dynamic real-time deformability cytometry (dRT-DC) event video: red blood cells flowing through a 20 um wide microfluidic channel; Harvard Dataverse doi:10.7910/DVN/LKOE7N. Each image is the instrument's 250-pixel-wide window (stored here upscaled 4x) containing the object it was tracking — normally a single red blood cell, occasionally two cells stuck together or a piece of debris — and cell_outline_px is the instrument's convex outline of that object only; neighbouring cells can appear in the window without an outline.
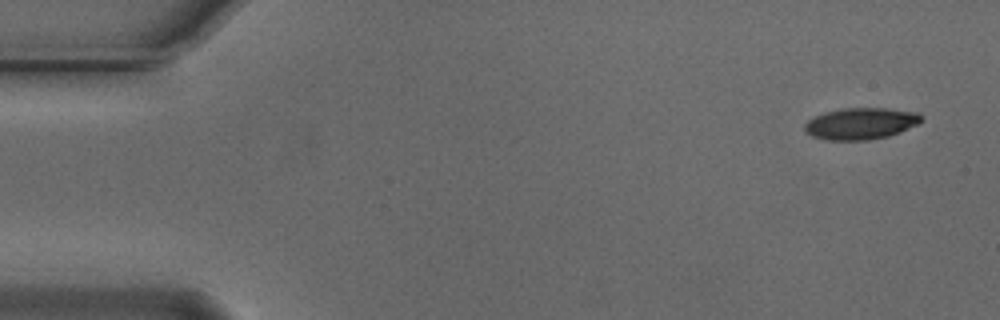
{"species": "Egyptian fruit bat (a non-hibernating species)", "species_latin": "Rousettus aegyptiacus", "temperature_condition": "cold", "stored_images_in_passage": 14, "camera_frame_rate_fps": 3000, "um_per_image_px": 0.085, "animal": {"sex": "male"}, "frame": {"image": 1, "passage_image": 1, "time_ms": 0.0, "image_size_px": [1000, 320], "cell_outline_px": [[920, 124], [900, 132], [888, 136], [868, 140], [828, 140], [812, 136], [804, 132], [804, 124], [808, 120], [824, 112], [844, 108], [884, 108], [916, 112], [920, 116]], "centroid_in_image_um": [73.14, 10.51], "position_along_channel_um": 11.9, "area_um2": 21.44}}
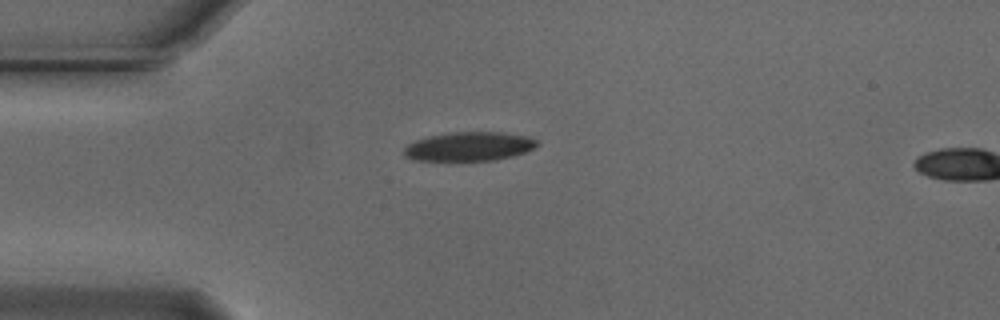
{"frame": {"image": 2, "passage_image": 12, "time_ms": 3.667, "image_size_px": [1000, 320], "cell_outline_px": [[540, 144], [524, 152], [512, 156], [492, 160], [412, 160], [404, 156], [404, 148], [408, 144], [416, 140], [428, 136], [452, 132], [500, 132], [528, 136], [536, 140]], "centroid_in_image_um": [39.86, 12.44], "position_along_channel_um": 45.1, "area_um2": 22.31}}